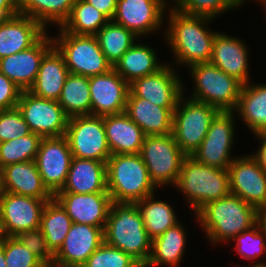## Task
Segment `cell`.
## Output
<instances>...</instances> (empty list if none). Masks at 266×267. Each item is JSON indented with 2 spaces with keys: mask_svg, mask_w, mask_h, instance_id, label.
<instances>
[{
  "mask_svg": "<svg viewBox=\"0 0 266 267\" xmlns=\"http://www.w3.org/2000/svg\"><path fill=\"white\" fill-rule=\"evenodd\" d=\"M169 10L165 37L171 52L175 55L177 65L185 64L189 67L209 62L213 40L218 33L208 28L207 22L212 19L183 13L174 7H170Z\"/></svg>",
  "mask_w": 266,
  "mask_h": 267,
  "instance_id": "cell-1",
  "label": "cell"
},
{
  "mask_svg": "<svg viewBox=\"0 0 266 267\" xmlns=\"http://www.w3.org/2000/svg\"><path fill=\"white\" fill-rule=\"evenodd\" d=\"M196 218L211 244L216 245L231 241L254 226L259 221V211L230 193L207 203L196 213Z\"/></svg>",
  "mask_w": 266,
  "mask_h": 267,
  "instance_id": "cell-2",
  "label": "cell"
},
{
  "mask_svg": "<svg viewBox=\"0 0 266 267\" xmlns=\"http://www.w3.org/2000/svg\"><path fill=\"white\" fill-rule=\"evenodd\" d=\"M104 242L129 254L142 267L147 264L152 240L136 203L112 201L104 228Z\"/></svg>",
  "mask_w": 266,
  "mask_h": 267,
  "instance_id": "cell-3",
  "label": "cell"
},
{
  "mask_svg": "<svg viewBox=\"0 0 266 267\" xmlns=\"http://www.w3.org/2000/svg\"><path fill=\"white\" fill-rule=\"evenodd\" d=\"M107 190L112 201L136 203L155 193L140 154H115L106 162Z\"/></svg>",
  "mask_w": 266,
  "mask_h": 267,
  "instance_id": "cell-4",
  "label": "cell"
},
{
  "mask_svg": "<svg viewBox=\"0 0 266 267\" xmlns=\"http://www.w3.org/2000/svg\"><path fill=\"white\" fill-rule=\"evenodd\" d=\"M174 187L188 198L196 214L207 203L230 194L229 172L186 156Z\"/></svg>",
  "mask_w": 266,
  "mask_h": 267,
  "instance_id": "cell-5",
  "label": "cell"
},
{
  "mask_svg": "<svg viewBox=\"0 0 266 267\" xmlns=\"http://www.w3.org/2000/svg\"><path fill=\"white\" fill-rule=\"evenodd\" d=\"M195 91L189 97L207 103L218 111H235L243 83L210 62L189 66Z\"/></svg>",
  "mask_w": 266,
  "mask_h": 267,
  "instance_id": "cell-6",
  "label": "cell"
},
{
  "mask_svg": "<svg viewBox=\"0 0 266 267\" xmlns=\"http://www.w3.org/2000/svg\"><path fill=\"white\" fill-rule=\"evenodd\" d=\"M53 45L62 54L69 73L92 77L109 72L113 66L100 49L95 35H77L61 26Z\"/></svg>",
  "mask_w": 266,
  "mask_h": 267,
  "instance_id": "cell-7",
  "label": "cell"
},
{
  "mask_svg": "<svg viewBox=\"0 0 266 267\" xmlns=\"http://www.w3.org/2000/svg\"><path fill=\"white\" fill-rule=\"evenodd\" d=\"M183 94L173 114L172 134L186 156L199 148L205 138L212 119L219 112L215 107L184 98Z\"/></svg>",
  "mask_w": 266,
  "mask_h": 267,
  "instance_id": "cell-8",
  "label": "cell"
},
{
  "mask_svg": "<svg viewBox=\"0 0 266 267\" xmlns=\"http://www.w3.org/2000/svg\"><path fill=\"white\" fill-rule=\"evenodd\" d=\"M139 154L155 187L170 184L175 186L186 155L172 133L146 135Z\"/></svg>",
  "mask_w": 266,
  "mask_h": 267,
  "instance_id": "cell-9",
  "label": "cell"
},
{
  "mask_svg": "<svg viewBox=\"0 0 266 267\" xmlns=\"http://www.w3.org/2000/svg\"><path fill=\"white\" fill-rule=\"evenodd\" d=\"M65 136L73 157L106 163L111 156L103 116L80 115L70 117Z\"/></svg>",
  "mask_w": 266,
  "mask_h": 267,
  "instance_id": "cell-10",
  "label": "cell"
},
{
  "mask_svg": "<svg viewBox=\"0 0 266 267\" xmlns=\"http://www.w3.org/2000/svg\"><path fill=\"white\" fill-rule=\"evenodd\" d=\"M24 121L32 133L42 137L64 136L69 121L58 101L34 96L29 91H22L17 103Z\"/></svg>",
  "mask_w": 266,
  "mask_h": 267,
  "instance_id": "cell-11",
  "label": "cell"
},
{
  "mask_svg": "<svg viewBox=\"0 0 266 267\" xmlns=\"http://www.w3.org/2000/svg\"><path fill=\"white\" fill-rule=\"evenodd\" d=\"M234 113L219 111L216 114L201 145L192 154L193 158L204 165L228 169L235 159L230 156L235 135Z\"/></svg>",
  "mask_w": 266,
  "mask_h": 267,
  "instance_id": "cell-12",
  "label": "cell"
},
{
  "mask_svg": "<svg viewBox=\"0 0 266 267\" xmlns=\"http://www.w3.org/2000/svg\"><path fill=\"white\" fill-rule=\"evenodd\" d=\"M51 199H37L2 191L0 194V228L3 236L40 227L42 211Z\"/></svg>",
  "mask_w": 266,
  "mask_h": 267,
  "instance_id": "cell-13",
  "label": "cell"
},
{
  "mask_svg": "<svg viewBox=\"0 0 266 267\" xmlns=\"http://www.w3.org/2000/svg\"><path fill=\"white\" fill-rule=\"evenodd\" d=\"M72 158L65 135L43 137L35 162L44 185L53 195L63 188Z\"/></svg>",
  "mask_w": 266,
  "mask_h": 267,
  "instance_id": "cell-14",
  "label": "cell"
},
{
  "mask_svg": "<svg viewBox=\"0 0 266 267\" xmlns=\"http://www.w3.org/2000/svg\"><path fill=\"white\" fill-rule=\"evenodd\" d=\"M228 172L231 194L258 211L266 207V172L252 155L235 157Z\"/></svg>",
  "mask_w": 266,
  "mask_h": 267,
  "instance_id": "cell-15",
  "label": "cell"
},
{
  "mask_svg": "<svg viewBox=\"0 0 266 267\" xmlns=\"http://www.w3.org/2000/svg\"><path fill=\"white\" fill-rule=\"evenodd\" d=\"M176 72L170 64H165L157 72L133 80L129 92L158 107H176L184 94L183 83Z\"/></svg>",
  "mask_w": 266,
  "mask_h": 267,
  "instance_id": "cell-16",
  "label": "cell"
},
{
  "mask_svg": "<svg viewBox=\"0 0 266 267\" xmlns=\"http://www.w3.org/2000/svg\"><path fill=\"white\" fill-rule=\"evenodd\" d=\"M166 0H117L113 22L131 30L138 38L160 29ZM165 10V11H164Z\"/></svg>",
  "mask_w": 266,
  "mask_h": 267,
  "instance_id": "cell-17",
  "label": "cell"
},
{
  "mask_svg": "<svg viewBox=\"0 0 266 267\" xmlns=\"http://www.w3.org/2000/svg\"><path fill=\"white\" fill-rule=\"evenodd\" d=\"M103 242L104 228L73 222L63 245L54 255L53 266L82 267Z\"/></svg>",
  "mask_w": 266,
  "mask_h": 267,
  "instance_id": "cell-18",
  "label": "cell"
},
{
  "mask_svg": "<svg viewBox=\"0 0 266 267\" xmlns=\"http://www.w3.org/2000/svg\"><path fill=\"white\" fill-rule=\"evenodd\" d=\"M91 115L105 116L125 112L129 84L112 68L89 77Z\"/></svg>",
  "mask_w": 266,
  "mask_h": 267,
  "instance_id": "cell-19",
  "label": "cell"
},
{
  "mask_svg": "<svg viewBox=\"0 0 266 267\" xmlns=\"http://www.w3.org/2000/svg\"><path fill=\"white\" fill-rule=\"evenodd\" d=\"M54 198L74 223L105 228L112 204L108 192L88 194L57 192Z\"/></svg>",
  "mask_w": 266,
  "mask_h": 267,
  "instance_id": "cell-20",
  "label": "cell"
},
{
  "mask_svg": "<svg viewBox=\"0 0 266 267\" xmlns=\"http://www.w3.org/2000/svg\"><path fill=\"white\" fill-rule=\"evenodd\" d=\"M52 46V37L45 33L30 48L1 58L0 72L22 91H28L37 77L42 57Z\"/></svg>",
  "mask_w": 266,
  "mask_h": 267,
  "instance_id": "cell-21",
  "label": "cell"
},
{
  "mask_svg": "<svg viewBox=\"0 0 266 267\" xmlns=\"http://www.w3.org/2000/svg\"><path fill=\"white\" fill-rule=\"evenodd\" d=\"M46 30L39 22L19 13L0 20V59L30 48Z\"/></svg>",
  "mask_w": 266,
  "mask_h": 267,
  "instance_id": "cell-22",
  "label": "cell"
},
{
  "mask_svg": "<svg viewBox=\"0 0 266 267\" xmlns=\"http://www.w3.org/2000/svg\"><path fill=\"white\" fill-rule=\"evenodd\" d=\"M248 47L243 40L224 33H217L212 45L210 63L243 84L249 83Z\"/></svg>",
  "mask_w": 266,
  "mask_h": 267,
  "instance_id": "cell-23",
  "label": "cell"
},
{
  "mask_svg": "<svg viewBox=\"0 0 266 267\" xmlns=\"http://www.w3.org/2000/svg\"><path fill=\"white\" fill-rule=\"evenodd\" d=\"M175 109L176 107H158L128 92L124 113L143 130L145 135H166L172 133Z\"/></svg>",
  "mask_w": 266,
  "mask_h": 267,
  "instance_id": "cell-24",
  "label": "cell"
},
{
  "mask_svg": "<svg viewBox=\"0 0 266 267\" xmlns=\"http://www.w3.org/2000/svg\"><path fill=\"white\" fill-rule=\"evenodd\" d=\"M2 191L37 199H53L44 185L35 160L15 163L1 169Z\"/></svg>",
  "mask_w": 266,
  "mask_h": 267,
  "instance_id": "cell-25",
  "label": "cell"
},
{
  "mask_svg": "<svg viewBox=\"0 0 266 267\" xmlns=\"http://www.w3.org/2000/svg\"><path fill=\"white\" fill-rule=\"evenodd\" d=\"M68 74L62 54L53 45L42 57L37 77L28 91L34 96L58 101Z\"/></svg>",
  "mask_w": 266,
  "mask_h": 267,
  "instance_id": "cell-26",
  "label": "cell"
},
{
  "mask_svg": "<svg viewBox=\"0 0 266 267\" xmlns=\"http://www.w3.org/2000/svg\"><path fill=\"white\" fill-rule=\"evenodd\" d=\"M58 192L78 194L108 192L106 163L73 157L66 182Z\"/></svg>",
  "mask_w": 266,
  "mask_h": 267,
  "instance_id": "cell-27",
  "label": "cell"
},
{
  "mask_svg": "<svg viewBox=\"0 0 266 267\" xmlns=\"http://www.w3.org/2000/svg\"><path fill=\"white\" fill-rule=\"evenodd\" d=\"M103 122L111 155L140 153L146 135L125 113L105 115Z\"/></svg>",
  "mask_w": 266,
  "mask_h": 267,
  "instance_id": "cell-28",
  "label": "cell"
},
{
  "mask_svg": "<svg viewBox=\"0 0 266 267\" xmlns=\"http://www.w3.org/2000/svg\"><path fill=\"white\" fill-rule=\"evenodd\" d=\"M156 54L153 48L135 42L113 66V69L130 84L137 78L157 72L165 65L157 62Z\"/></svg>",
  "mask_w": 266,
  "mask_h": 267,
  "instance_id": "cell-29",
  "label": "cell"
},
{
  "mask_svg": "<svg viewBox=\"0 0 266 267\" xmlns=\"http://www.w3.org/2000/svg\"><path fill=\"white\" fill-rule=\"evenodd\" d=\"M186 233L182 224L167 229L159 237L152 240L151 254L144 267H177L184 255Z\"/></svg>",
  "mask_w": 266,
  "mask_h": 267,
  "instance_id": "cell-30",
  "label": "cell"
},
{
  "mask_svg": "<svg viewBox=\"0 0 266 267\" xmlns=\"http://www.w3.org/2000/svg\"><path fill=\"white\" fill-rule=\"evenodd\" d=\"M235 112L255 135L266 132V85L244 84Z\"/></svg>",
  "mask_w": 266,
  "mask_h": 267,
  "instance_id": "cell-31",
  "label": "cell"
},
{
  "mask_svg": "<svg viewBox=\"0 0 266 267\" xmlns=\"http://www.w3.org/2000/svg\"><path fill=\"white\" fill-rule=\"evenodd\" d=\"M73 221L55 199L48 201L42 211L40 227L50 252L55 255L64 243Z\"/></svg>",
  "mask_w": 266,
  "mask_h": 267,
  "instance_id": "cell-32",
  "label": "cell"
},
{
  "mask_svg": "<svg viewBox=\"0 0 266 267\" xmlns=\"http://www.w3.org/2000/svg\"><path fill=\"white\" fill-rule=\"evenodd\" d=\"M75 0H17L18 13L39 22L45 29L48 23L59 27L69 18Z\"/></svg>",
  "mask_w": 266,
  "mask_h": 267,
  "instance_id": "cell-33",
  "label": "cell"
},
{
  "mask_svg": "<svg viewBox=\"0 0 266 267\" xmlns=\"http://www.w3.org/2000/svg\"><path fill=\"white\" fill-rule=\"evenodd\" d=\"M154 193L136 202L137 208L143 219L145 229L151 240L159 237L167 229L176 226L179 221L175 211L162 200H154Z\"/></svg>",
  "mask_w": 266,
  "mask_h": 267,
  "instance_id": "cell-34",
  "label": "cell"
},
{
  "mask_svg": "<svg viewBox=\"0 0 266 267\" xmlns=\"http://www.w3.org/2000/svg\"><path fill=\"white\" fill-rule=\"evenodd\" d=\"M58 103L69 117L91 115L89 77L69 73Z\"/></svg>",
  "mask_w": 266,
  "mask_h": 267,
  "instance_id": "cell-35",
  "label": "cell"
},
{
  "mask_svg": "<svg viewBox=\"0 0 266 267\" xmlns=\"http://www.w3.org/2000/svg\"><path fill=\"white\" fill-rule=\"evenodd\" d=\"M95 36L98 39L101 51L112 66L138 40V37L131 30L112 20L108 21Z\"/></svg>",
  "mask_w": 266,
  "mask_h": 267,
  "instance_id": "cell-36",
  "label": "cell"
},
{
  "mask_svg": "<svg viewBox=\"0 0 266 267\" xmlns=\"http://www.w3.org/2000/svg\"><path fill=\"white\" fill-rule=\"evenodd\" d=\"M110 21L103 13L85 0H75L69 18L61 26L77 35H96Z\"/></svg>",
  "mask_w": 266,
  "mask_h": 267,
  "instance_id": "cell-37",
  "label": "cell"
},
{
  "mask_svg": "<svg viewBox=\"0 0 266 267\" xmlns=\"http://www.w3.org/2000/svg\"><path fill=\"white\" fill-rule=\"evenodd\" d=\"M42 139V136L31 132L20 138L1 142L0 168L35 160Z\"/></svg>",
  "mask_w": 266,
  "mask_h": 267,
  "instance_id": "cell-38",
  "label": "cell"
},
{
  "mask_svg": "<svg viewBox=\"0 0 266 267\" xmlns=\"http://www.w3.org/2000/svg\"><path fill=\"white\" fill-rule=\"evenodd\" d=\"M173 7L190 15L204 16L211 19L229 10L240 7L241 0H173ZM177 3V4H176Z\"/></svg>",
  "mask_w": 266,
  "mask_h": 267,
  "instance_id": "cell-39",
  "label": "cell"
},
{
  "mask_svg": "<svg viewBox=\"0 0 266 267\" xmlns=\"http://www.w3.org/2000/svg\"><path fill=\"white\" fill-rule=\"evenodd\" d=\"M234 240L236 241L234 249L243 259L256 260L262 253H266V231L260 221L237 235Z\"/></svg>",
  "mask_w": 266,
  "mask_h": 267,
  "instance_id": "cell-40",
  "label": "cell"
},
{
  "mask_svg": "<svg viewBox=\"0 0 266 267\" xmlns=\"http://www.w3.org/2000/svg\"><path fill=\"white\" fill-rule=\"evenodd\" d=\"M82 267H142L124 251L103 242Z\"/></svg>",
  "mask_w": 266,
  "mask_h": 267,
  "instance_id": "cell-41",
  "label": "cell"
},
{
  "mask_svg": "<svg viewBox=\"0 0 266 267\" xmlns=\"http://www.w3.org/2000/svg\"><path fill=\"white\" fill-rule=\"evenodd\" d=\"M0 243L4 247L7 267H46V265L16 237L3 236Z\"/></svg>",
  "mask_w": 266,
  "mask_h": 267,
  "instance_id": "cell-42",
  "label": "cell"
},
{
  "mask_svg": "<svg viewBox=\"0 0 266 267\" xmlns=\"http://www.w3.org/2000/svg\"><path fill=\"white\" fill-rule=\"evenodd\" d=\"M30 133L31 130L17 107L0 110V142L10 141Z\"/></svg>",
  "mask_w": 266,
  "mask_h": 267,
  "instance_id": "cell-43",
  "label": "cell"
},
{
  "mask_svg": "<svg viewBox=\"0 0 266 267\" xmlns=\"http://www.w3.org/2000/svg\"><path fill=\"white\" fill-rule=\"evenodd\" d=\"M16 238L34 253L46 266L53 265L54 255L48 249L45 236L39 228L21 232Z\"/></svg>",
  "mask_w": 266,
  "mask_h": 267,
  "instance_id": "cell-44",
  "label": "cell"
},
{
  "mask_svg": "<svg viewBox=\"0 0 266 267\" xmlns=\"http://www.w3.org/2000/svg\"><path fill=\"white\" fill-rule=\"evenodd\" d=\"M22 90L0 72V110L17 107Z\"/></svg>",
  "mask_w": 266,
  "mask_h": 267,
  "instance_id": "cell-45",
  "label": "cell"
},
{
  "mask_svg": "<svg viewBox=\"0 0 266 267\" xmlns=\"http://www.w3.org/2000/svg\"><path fill=\"white\" fill-rule=\"evenodd\" d=\"M98 11L103 13L109 20H112L116 11L117 0H85Z\"/></svg>",
  "mask_w": 266,
  "mask_h": 267,
  "instance_id": "cell-46",
  "label": "cell"
},
{
  "mask_svg": "<svg viewBox=\"0 0 266 267\" xmlns=\"http://www.w3.org/2000/svg\"><path fill=\"white\" fill-rule=\"evenodd\" d=\"M256 137L259 139L261 145L259 150L257 149L256 153L251 155L266 172V132L258 133Z\"/></svg>",
  "mask_w": 266,
  "mask_h": 267,
  "instance_id": "cell-47",
  "label": "cell"
},
{
  "mask_svg": "<svg viewBox=\"0 0 266 267\" xmlns=\"http://www.w3.org/2000/svg\"><path fill=\"white\" fill-rule=\"evenodd\" d=\"M18 14L17 0H0V20Z\"/></svg>",
  "mask_w": 266,
  "mask_h": 267,
  "instance_id": "cell-48",
  "label": "cell"
},
{
  "mask_svg": "<svg viewBox=\"0 0 266 267\" xmlns=\"http://www.w3.org/2000/svg\"><path fill=\"white\" fill-rule=\"evenodd\" d=\"M259 221L261 222L263 229L266 231V207L259 211Z\"/></svg>",
  "mask_w": 266,
  "mask_h": 267,
  "instance_id": "cell-49",
  "label": "cell"
},
{
  "mask_svg": "<svg viewBox=\"0 0 266 267\" xmlns=\"http://www.w3.org/2000/svg\"><path fill=\"white\" fill-rule=\"evenodd\" d=\"M0 267H7L5 256H4V247L0 243Z\"/></svg>",
  "mask_w": 266,
  "mask_h": 267,
  "instance_id": "cell-50",
  "label": "cell"
},
{
  "mask_svg": "<svg viewBox=\"0 0 266 267\" xmlns=\"http://www.w3.org/2000/svg\"><path fill=\"white\" fill-rule=\"evenodd\" d=\"M245 267H266V264H264V262H260V263H256V264L254 263L253 265L251 264V266L248 265Z\"/></svg>",
  "mask_w": 266,
  "mask_h": 267,
  "instance_id": "cell-51",
  "label": "cell"
},
{
  "mask_svg": "<svg viewBox=\"0 0 266 267\" xmlns=\"http://www.w3.org/2000/svg\"><path fill=\"white\" fill-rule=\"evenodd\" d=\"M2 193V177H1V168H0V194Z\"/></svg>",
  "mask_w": 266,
  "mask_h": 267,
  "instance_id": "cell-52",
  "label": "cell"
},
{
  "mask_svg": "<svg viewBox=\"0 0 266 267\" xmlns=\"http://www.w3.org/2000/svg\"><path fill=\"white\" fill-rule=\"evenodd\" d=\"M259 1L260 3H262L264 6H266V0H256V2Z\"/></svg>",
  "mask_w": 266,
  "mask_h": 267,
  "instance_id": "cell-53",
  "label": "cell"
},
{
  "mask_svg": "<svg viewBox=\"0 0 266 267\" xmlns=\"http://www.w3.org/2000/svg\"><path fill=\"white\" fill-rule=\"evenodd\" d=\"M3 237V235H2V232H1V228H0V239Z\"/></svg>",
  "mask_w": 266,
  "mask_h": 267,
  "instance_id": "cell-54",
  "label": "cell"
}]
</instances>
